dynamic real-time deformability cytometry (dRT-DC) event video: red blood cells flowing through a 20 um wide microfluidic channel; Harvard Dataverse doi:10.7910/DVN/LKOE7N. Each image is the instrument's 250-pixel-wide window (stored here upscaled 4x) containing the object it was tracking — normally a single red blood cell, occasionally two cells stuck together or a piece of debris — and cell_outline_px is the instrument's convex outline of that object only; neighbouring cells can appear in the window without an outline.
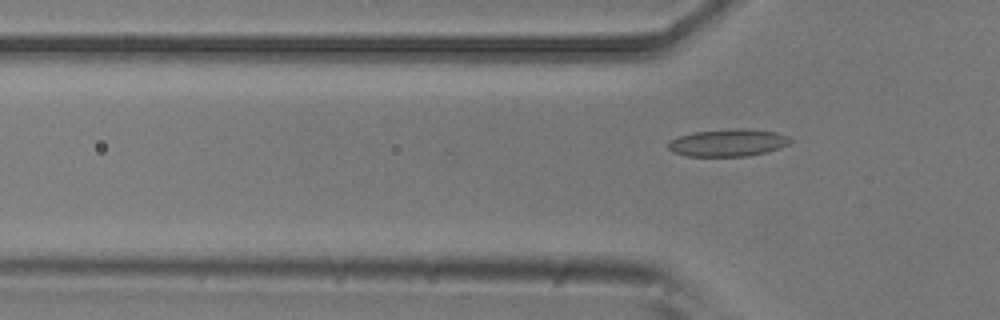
{"species": "common noctule bat (a hibernating species)", "species_latin": "Nyctalus noctula", "temperature_condition": "room temperature", "stored_images_in_passage": 3, "camera_frame_rate_fps": 3000, "um_per_image_px": 0.085, "animal": {"sex": "male", "body_mass_g": 20.5, "forearm_length_mm": 52.5}, "frame": {"image": 1, "passage_image": 3, "time_ms": 0.667, "image_size_px": [1000, 320], "cell_outline_px": [[792, 140], [788, 144], [780, 148], [764, 152], [744, 156], [684, 156], [672, 152], [668, 148], [668, 144], [672, 140], [680, 136], [696, 132], [740, 128], [748, 128], [776, 132], [788, 136]], "centroid_in_image_um": [61.89, 12.13], "position_along_channel_um": 63.9, "area_um2": 19.25}}